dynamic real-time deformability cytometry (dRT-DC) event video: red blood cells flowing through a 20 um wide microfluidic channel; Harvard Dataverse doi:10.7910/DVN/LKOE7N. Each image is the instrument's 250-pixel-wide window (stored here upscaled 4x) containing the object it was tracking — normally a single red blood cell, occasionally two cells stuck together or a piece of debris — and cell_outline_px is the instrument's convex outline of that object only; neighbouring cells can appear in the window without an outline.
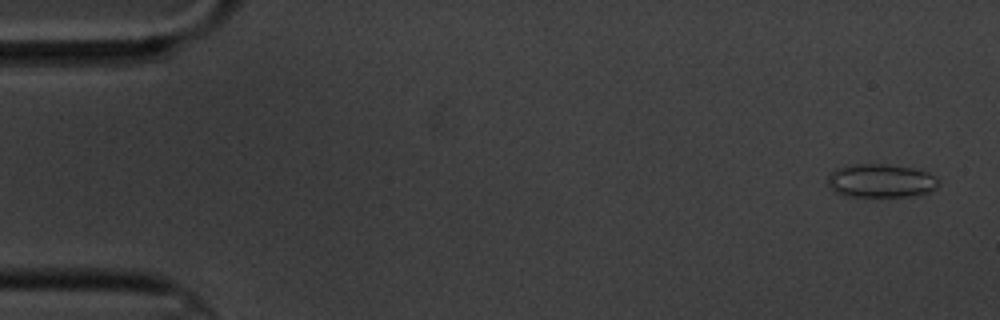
{"species": "common noctule bat (a hibernating species)", "species_latin": "Nyctalus noctula", "temperature_condition": "cold", "stored_images_in_passage": 4, "camera_frame_rate_fps": 3000, "um_per_image_px": 0.085, "animal": {"sex": "male", "body_mass_g": 20.1, "forearm_length_mm": 53.5}, "frame": {"image": 1, "passage_image": 1, "time_ms": 0.0, "image_size_px": [1000, 320], "cell_outline_px": [[940, 180], [936, 188], [928, 192], [908, 196], [844, 196], [836, 192], [828, 184], [828, 176], [836, 168], [852, 164], [888, 164], [912, 168], [928, 172], [936, 176]], "centroid_in_image_um": [74.88, 15.35], "position_along_channel_um": 10.1, "area_um2": 21.62}}